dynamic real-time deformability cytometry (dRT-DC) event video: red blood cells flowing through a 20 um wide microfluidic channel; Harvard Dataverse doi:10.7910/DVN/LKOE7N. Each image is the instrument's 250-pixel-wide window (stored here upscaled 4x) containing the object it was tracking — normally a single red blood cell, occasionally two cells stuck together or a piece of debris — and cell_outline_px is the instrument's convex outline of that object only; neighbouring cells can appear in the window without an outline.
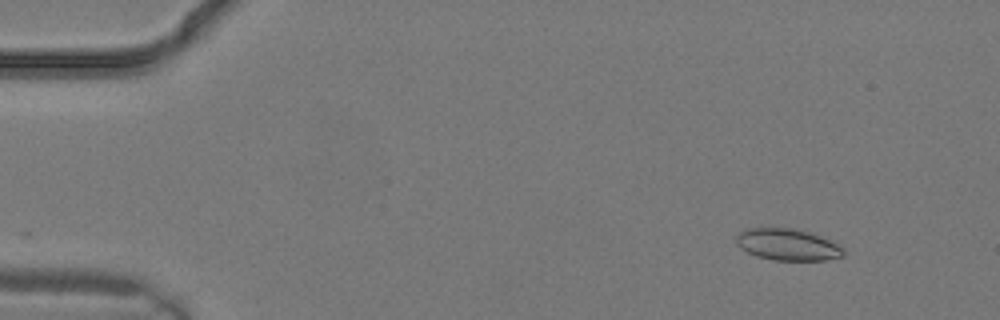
{"species": "common noctule bat (a hibernating species)", "species_latin": "Nyctalus noctula", "temperature_condition": "warm", "stored_images_in_passage": 13, "camera_frame_rate_fps": 3000, "um_per_image_px": 0.085, "animal": {"sex": "male", "body_mass_g": 19.2, "forearm_length_mm": 51.8}, "frame": {"image": 1, "passage_image": 1, "time_ms": 0.0, "image_size_px": [1000, 320], "cell_outline_px": [[844, 256], [824, 260], [772, 260], [756, 256], [740, 248], [736, 244], [736, 236], [744, 228], [796, 228], [820, 236], [844, 248]], "centroid_in_image_um": [66.91, 20.79], "position_along_channel_um": 18.1, "area_um2": 19.77}}
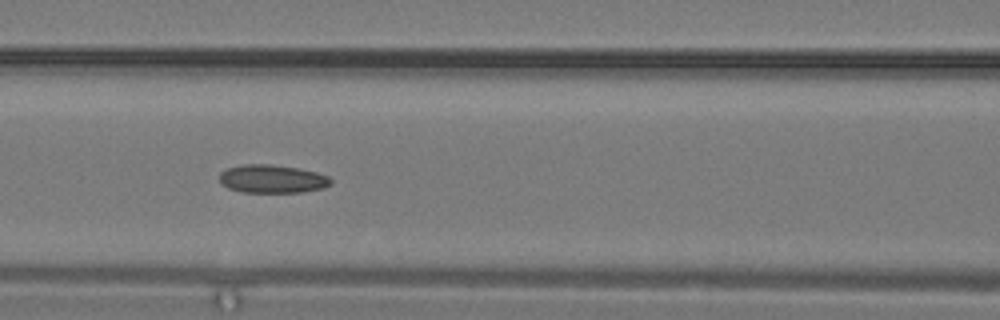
{"frame": {"image": 2, "passage_image": 10, "time_ms": 3.0, "image_size_px": [1000, 320], "cell_outline_px": [[332, 184], [324, 188], [300, 192], [240, 192], [228, 188], [220, 184], [220, 172], [228, 168], [240, 164], [272, 164], [296, 168], [316, 172], [328, 176], [332, 180]], "centroid_in_image_um": [23.12, 15.2], "position_along_channel_um": 143.5, "area_um2": 18.44}}
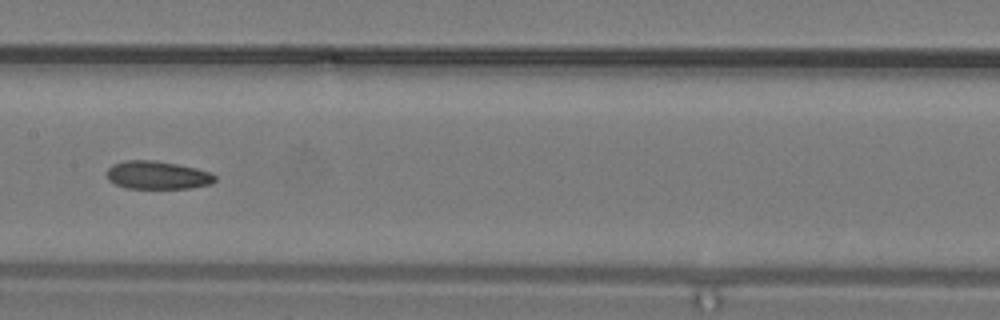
{"frame": {"image": 3, "passage_image": 12, "time_ms": 3.667, "image_size_px": [1000, 320], "cell_outline_px": [[216, 180], [212, 184], [188, 188], [128, 188], [116, 184], [108, 180], [108, 168], [112, 164], [124, 160], [156, 160], [196, 168], [212, 172], [216, 176]], "centroid_in_image_um": [13.41, 14.88], "position_along_channel_um": 194.0, "area_um2": 17.74}}